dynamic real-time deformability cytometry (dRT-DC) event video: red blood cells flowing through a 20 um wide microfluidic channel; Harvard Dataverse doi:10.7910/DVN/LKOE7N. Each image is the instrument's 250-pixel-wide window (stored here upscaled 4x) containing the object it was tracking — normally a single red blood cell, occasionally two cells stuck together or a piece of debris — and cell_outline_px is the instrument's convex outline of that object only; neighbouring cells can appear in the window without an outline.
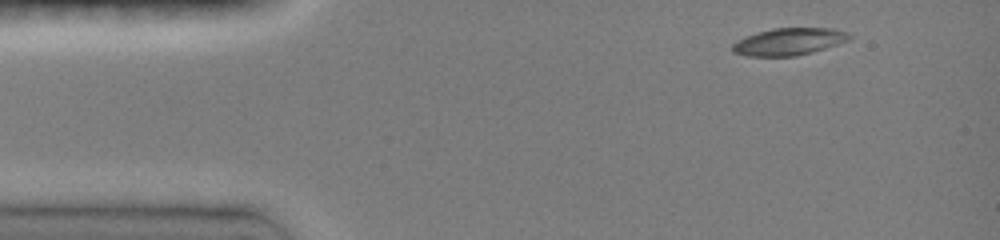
{"species": "common noctule bat (a hibernating species)", "species_latin": "Nyctalus noctula", "temperature_condition": "room temperature", "stored_images_in_passage": 26, "camera_frame_rate_fps": 3000, "um_per_image_px": 0.085, "animal": {"sex": "female", "body_mass_g": 19.0, "forearm_length_mm": 51.5}, "frame": {"image": 1, "passage_image": 1, "time_ms": 0.0, "image_size_px": [1000, 240], "cell_outline_px": [[852, 36], [848, 40], [812, 52], [796, 56], [744, 56], [732, 52], [732, 44], [736, 40], [744, 36], [756, 32], [772, 28], [832, 28], [848, 32]], "centroid_in_image_um": [67.0, 3.53], "position_along_channel_um": 18.0, "area_um2": 18.61}}
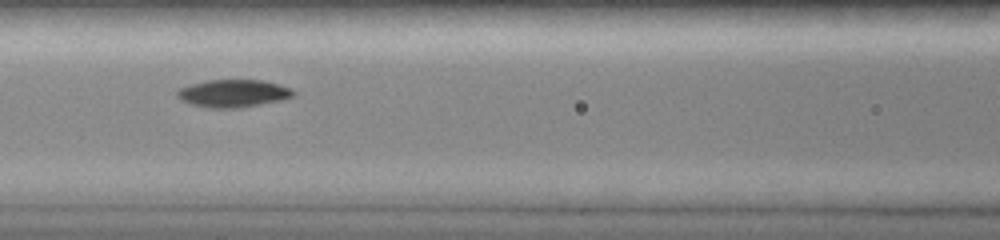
{"frame": {"image": 2, "passage_image": 10, "time_ms": 5.0, "image_size_px": [1000, 240], "cell_outline_px": [[296, 96], [280, 100], [240, 108], [208, 108], [192, 104], [180, 100], [176, 96], [176, 92], [180, 88], [192, 84], [208, 80], [260, 80], [280, 84], [292, 88], [296, 92]], "centroid_in_image_um": [19.85, 7.94], "position_along_channel_um": 146.7, "area_um2": 18.79}}
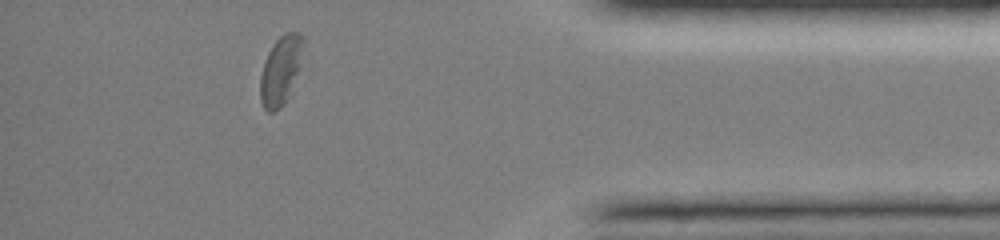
{"frame": {"image": 3, "passage_image": 25, "time_ms": 12.0, "image_size_px": [1000, 240], "cell_outline_px": [[304, 40], [300, 68], [288, 96], [284, 104], [280, 108], [272, 112], [268, 112], [264, 108], [260, 100], [260, 76], [264, 60], [272, 44], [284, 32], [300, 32], [304, 36]], "centroid_in_image_um": [23.86, 5.95], "position_along_channel_um": 411.3, "area_um2": 17.46}, "authors_computed_cell_mechanics": {"area_um2": 18.5827, "velocity_mm_per_s": 4.0927, "shape_relaxation_time_tau1_ms": 3.2491, "shape_relaxation_time_tau2_ms": null, "deformation_change_tau1": 0.1571, "deformation_change_tau2": null}}